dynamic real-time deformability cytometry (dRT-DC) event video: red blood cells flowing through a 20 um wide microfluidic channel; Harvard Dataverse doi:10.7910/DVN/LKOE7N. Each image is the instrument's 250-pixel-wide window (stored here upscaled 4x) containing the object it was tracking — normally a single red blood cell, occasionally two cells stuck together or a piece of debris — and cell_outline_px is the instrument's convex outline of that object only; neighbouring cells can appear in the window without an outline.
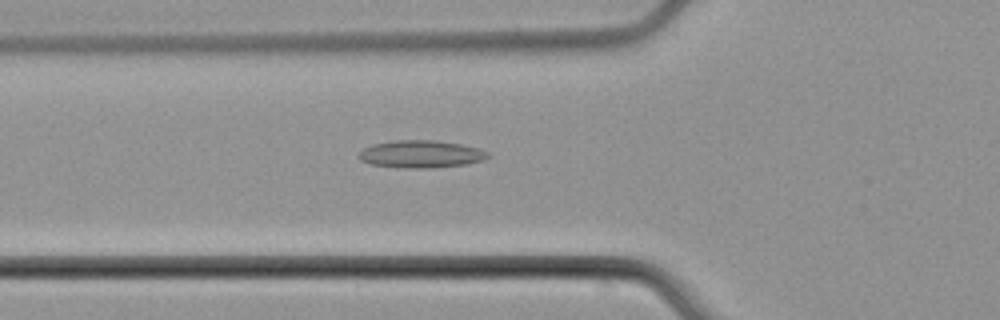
{"species": "common noctule bat (a hibernating species)", "species_latin": "Nyctalus noctula", "temperature_condition": "cold", "stored_images_in_passage": 54, "camera_frame_rate_fps": 3000, "um_per_image_px": 0.085, "animal": {"sex": "male", "body_mass_g": 21.5, "forearm_length_mm": 52.0}, "frame": {"image": 1, "passage_image": 20, "time_ms": 6.333, "image_size_px": [1000, 320], "cell_outline_px": [[488, 156], [484, 160], [468, 164], [432, 168], [404, 168], [372, 164], [360, 160], [356, 156], [364, 148], [372, 144], [392, 140], [436, 140], [460, 144], [480, 148], [488, 152]], "centroid_in_image_um": [35.78, 13.09], "position_along_channel_um": 90.0, "area_um2": 20.81}}
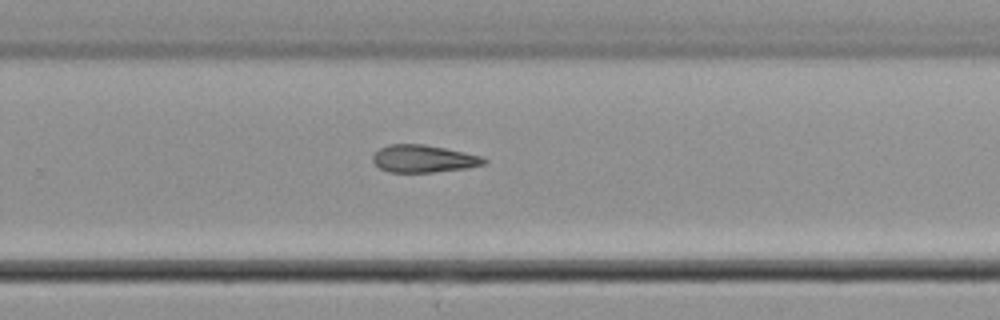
{"frame": {"image": 2, "passage_image": 36, "time_ms": 11.667, "image_size_px": [1000, 320], "cell_outline_px": [[488, 164], [468, 168], [432, 172], [388, 172], [380, 168], [372, 160], [372, 156], [380, 148], [388, 144], [424, 144], [464, 152], [480, 156], [488, 160]], "centroid_in_image_um": [36.02, 13.49], "position_along_channel_um": 293.8, "area_um2": 17.8}}
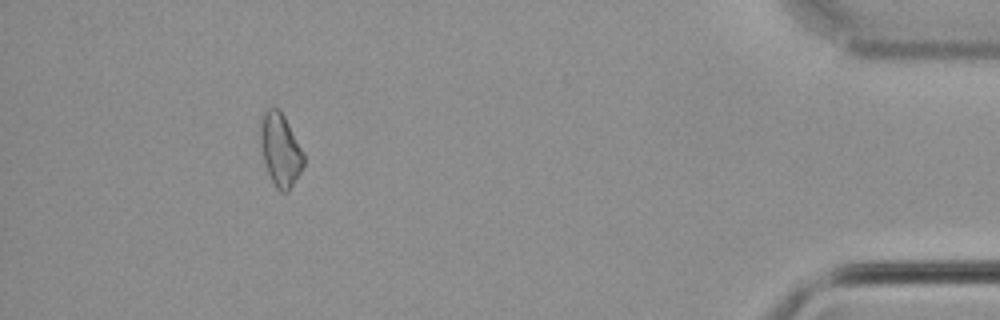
{"frame": {"image": 3, "passage_image": 50, "time_ms": 16.333, "image_size_px": [1000, 320], "cell_outline_px": [[304, 164], [300, 172], [288, 192], [280, 192], [276, 188], [268, 172], [264, 160], [260, 140], [260, 120], [264, 112], [268, 108], [280, 108], [304, 156]], "centroid_in_image_um": [23.81, 12.72], "position_along_channel_um": 411.4, "area_um2": 17.98}, "authors_computed_cell_mechanics": {"area_um2": 18.6694, "velocity_mm_per_s": 3.8167, "shape_relaxation_time_tau1_ms": 8.472, "shape_relaxation_time_tau2_ms": 8.8304, "deformation_change_tau1": 0.1394, "deformation_change_tau2": 0.2033}}